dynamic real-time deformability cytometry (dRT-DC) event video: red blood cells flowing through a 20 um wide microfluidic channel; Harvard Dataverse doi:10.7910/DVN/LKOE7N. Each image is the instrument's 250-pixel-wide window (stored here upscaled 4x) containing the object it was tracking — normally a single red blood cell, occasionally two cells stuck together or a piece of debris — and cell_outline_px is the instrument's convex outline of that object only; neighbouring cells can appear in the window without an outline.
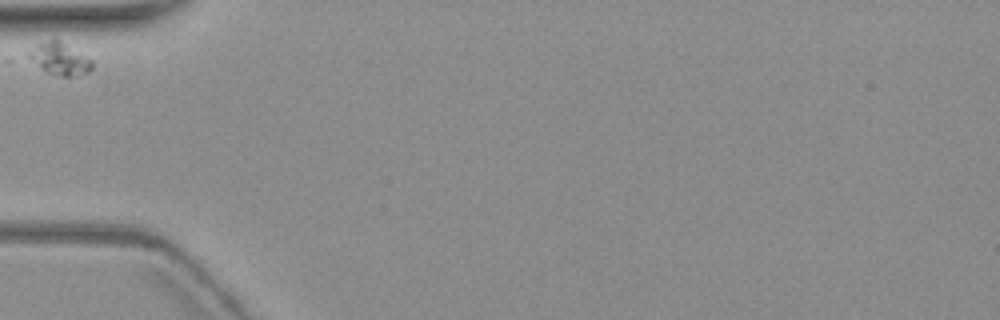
{"species": "common noctule bat (a hibernating species)", "species_latin": "Nyctalus noctula", "temperature_condition": "warm", "stored_images_in_passage": 1, "camera_frame_rate_fps": 3000, "um_per_image_px": 0.085, "animal": {"sex": "female", "body_mass_g": 19.3, "forearm_length_mm": 54.1}, "frame": {"image": 1, "passage_image": 1, "time_ms": 0.0, "image_size_px": [1000, 320], "cell_outline_px": [[92, 68], [88, 72], [72, 76], [64, 76], [44, 72], [28, 56], [28, 52], [36, 44], [48, 40], [56, 40], [64, 44], [92, 60]], "centroid_in_image_um": [5.05, 5.02], "position_along_channel_um": 80.0, "area_um2": 11.39}}